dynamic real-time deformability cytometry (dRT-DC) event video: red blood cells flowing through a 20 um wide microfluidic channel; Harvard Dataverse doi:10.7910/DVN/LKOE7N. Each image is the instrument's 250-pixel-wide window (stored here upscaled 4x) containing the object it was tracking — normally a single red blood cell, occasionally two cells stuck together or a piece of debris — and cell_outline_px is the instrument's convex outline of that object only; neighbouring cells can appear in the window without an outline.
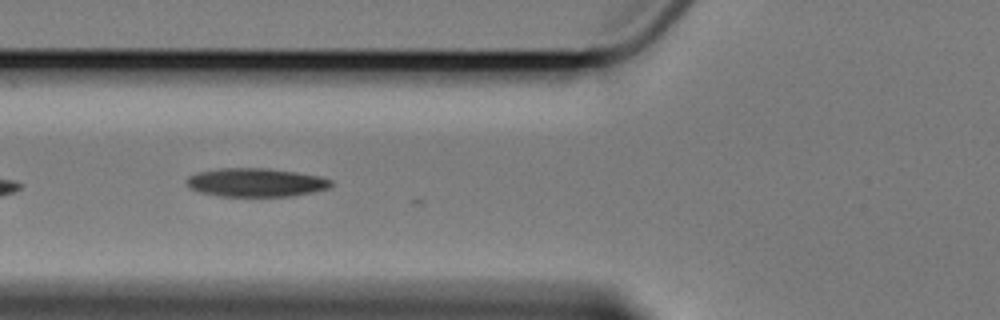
{"species": "Egyptian fruit bat (a non-hibernating species)", "species_latin": "Rousettus aegyptiacus", "temperature_condition": "cold", "stored_images_in_passage": 6, "camera_frame_rate_fps": 3000, "um_per_image_px": 0.085, "animal": {"sex": "female"}, "frame": {"image": 1, "passage_image": 5, "time_ms": 6.0, "image_size_px": [1000, 320], "cell_outline_px": [[336, 184], [332, 188], [292, 196], [220, 196], [200, 192], [192, 188], [188, 184], [188, 176], [200, 172], [220, 168], [268, 168], [296, 172], [320, 176], [332, 180]], "centroid_in_image_um": [21.85, 15.51], "position_along_channel_um": 104.0, "area_um2": 24.04}}
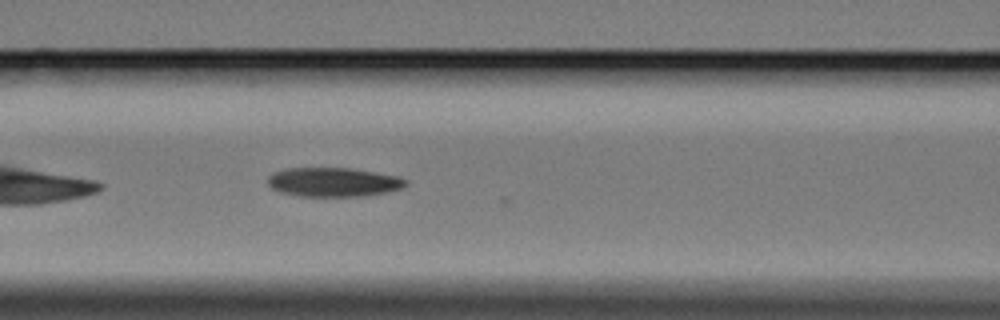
{"frame": {"image": 2, "passage_image": 6, "time_ms": 7.0, "image_size_px": [1000, 320], "cell_outline_px": [[408, 184], [400, 188], [384, 192], [364, 196], [300, 196], [280, 192], [272, 188], [268, 184], [268, 176], [272, 172], [284, 168], [352, 168], [396, 176], [408, 180]], "centroid_in_image_um": [28.29, 15.47], "position_along_channel_um": 138.3, "area_um2": 23.35}}